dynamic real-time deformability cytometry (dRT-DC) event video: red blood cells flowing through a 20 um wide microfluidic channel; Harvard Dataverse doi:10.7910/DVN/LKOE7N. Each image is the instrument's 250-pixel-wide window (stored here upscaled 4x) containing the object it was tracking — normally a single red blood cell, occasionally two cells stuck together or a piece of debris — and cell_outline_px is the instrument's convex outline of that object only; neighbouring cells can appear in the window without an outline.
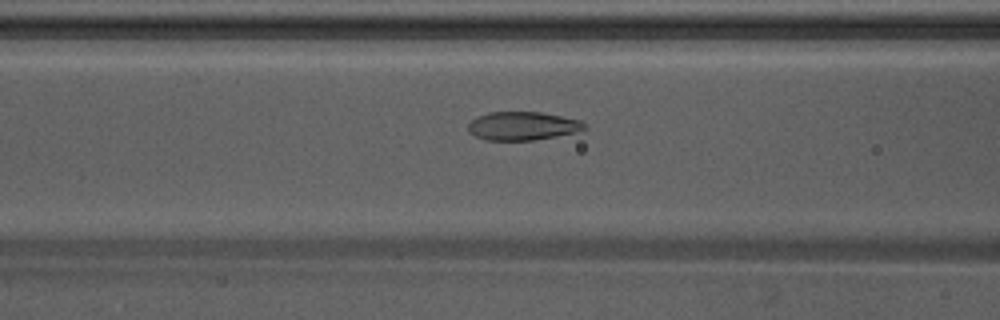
{"species": "Egyptian fruit bat (a non-hibernating species)", "species_latin": "Rousettus aegyptiacus", "temperature_condition": "warm", "stored_images_in_passage": 40, "camera_frame_rate_fps": 3000, "um_per_image_px": 0.085, "animal": {"sex": "male"}, "frame": {"image": 1, "passage_image": 8, "time_ms": 2.333, "image_size_px": [1000, 320], "cell_outline_px": [[588, 128], [576, 132], [556, 136], [532, 140], [484, 140], [468, 132], [468, 124], [476, 116], [488, 112], [540, 112], [580, 120]], "centroid_in_image_um": [44.39, 10.7], "position_along_channel_um": 122.2, "area_um2": 19.25}}
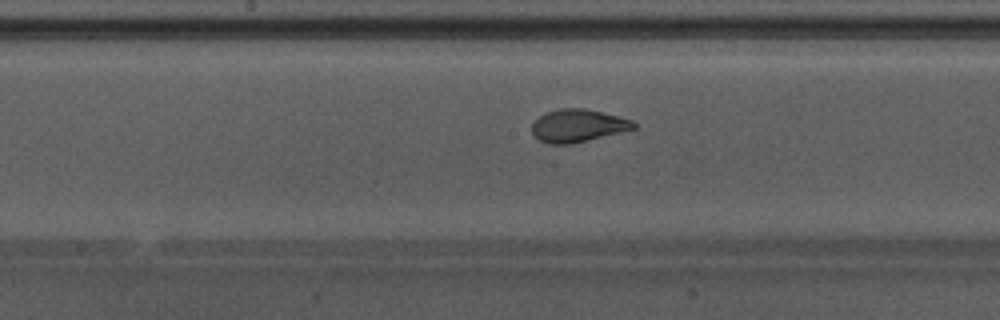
{"frame": {"image": 2, "passage_image": 14, "time_ms": 4.333, "image_size_px": [1000, 320], "cell_outline_px": [[636, 128], [572, 144], [548, 144], [532, 136], [532, 124], [540, 116], [548, 112], [560, 108], [584, 108], [632, 120], [636, 124]], "centroid_in_image_um": [49.08, 10.69], "position_along_channel_um": 199.1, "area_um2": 19.19}}
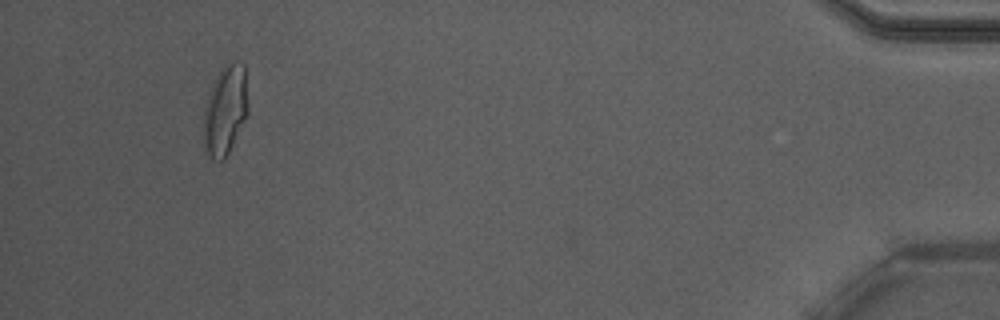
{"frame": {"image": 3, "passage_image": 37, "time_ms": 12.0, "image_size_px": [1000, 320], "cell_outline_px": [[248, 112], [224, 160], [212, 160], [204, 152], [204, 108], [208, 92], [220, 68], [236, 60], [244, 64], [248, 104]], "centroid_in_image_um": [19.12, 9.35], "position_along_channel_um": 416.1, "area_um2": 23.24}, "authors_computed_cell_mechanics": {"area_um2": 19.7098, "velocity_mm_per_s": 3.8429, "shape_relaxation_time_tau1_ms": 4.1247, "shape_relaxation_time_tau2_ms": null, "deformation_change_tau1": 0.1852, "deformation_change_tau2": null}}